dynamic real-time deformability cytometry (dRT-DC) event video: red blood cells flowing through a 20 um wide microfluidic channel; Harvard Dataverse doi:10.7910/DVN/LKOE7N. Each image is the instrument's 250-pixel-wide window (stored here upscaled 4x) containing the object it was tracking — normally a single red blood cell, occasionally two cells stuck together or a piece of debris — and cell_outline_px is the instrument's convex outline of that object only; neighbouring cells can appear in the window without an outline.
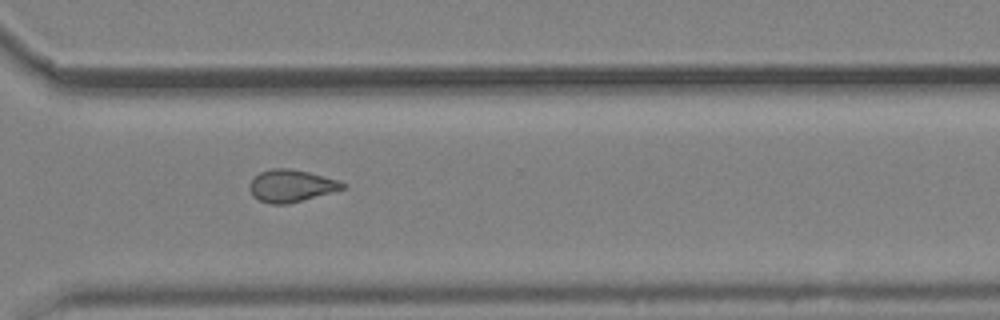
{"species": "common noctule bat (a hibernating species)", "species_latin": "Nyctalus noctula", "temperature_condition": "cold", "stored_images_in_passage": 15, "camera_frame_rate_fps": 3000, "um_per_image_px": 0.085, "animal": {"sex": "male", "body_mass_g": 19.2, "forearm_length_mm": 51.8}, "frame": {"image": 1, "passage_image": 11, "time_ms": 3.333, "image_size_px": [1000, 320], "cell_outline_px": [[348, 184], [344, 188], [288, 204], [272, 204], [260, 200], [252, 196], [248, 188], [248, 184], [260, 172], [272, 168], [288, 168], [308, 172], [324, 176]], "centroid_in_image_um": [24.71, 15.79], "position_along_channel_um": 345.9, "area_um2": 17.28}}